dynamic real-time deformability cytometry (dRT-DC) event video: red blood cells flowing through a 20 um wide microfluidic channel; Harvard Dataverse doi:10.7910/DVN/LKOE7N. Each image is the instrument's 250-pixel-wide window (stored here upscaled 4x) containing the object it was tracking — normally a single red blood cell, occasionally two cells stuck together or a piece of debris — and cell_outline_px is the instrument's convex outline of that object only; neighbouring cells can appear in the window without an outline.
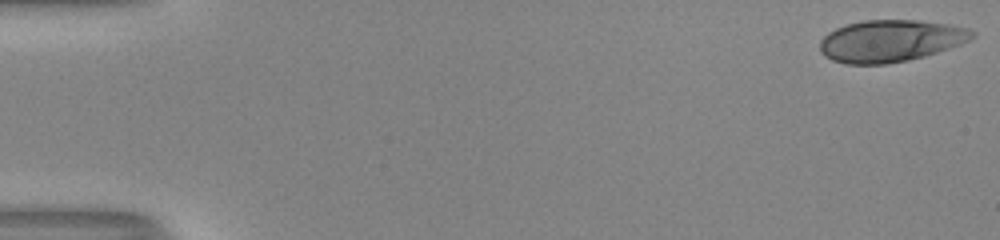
{"species": "human", "species_latin": "Homo sapiens", "temperature_condition": "room temperature", "stored_images_in_passage": 52, "camera_frame_rate_fps": 3000, "um_per_image_px": 0.085, "donor": {"sex": "male"}, "frame": {"image": 1, "passage_image": 1, "time_ms": 0.0, "image_size_px": [1000, 240], "cell_outline_px": [[976, 36], [960, 44], [924, 56], [908, 60], [888, 64], [844, 64], [832, 60], [824, 56], [820, 52], [820, 40], [828, 32], [836, 28], [848, 24], [864, 20], [920, 20], [948, 24], [968, 28], [976, 32]], "centroid_in_image_um": [75.67, 3.47], "position_along_channel_um": 9.3, "area_um2": 37.28}}
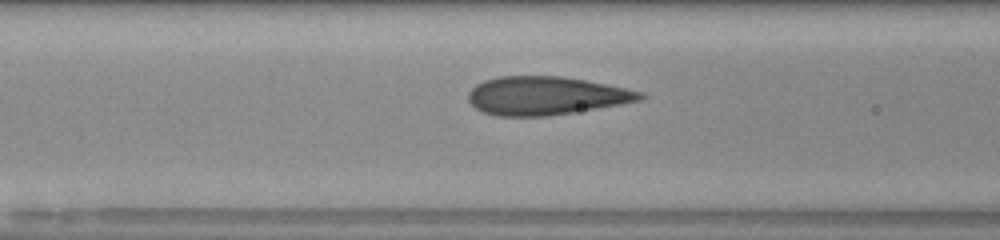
{"frame": {"image": 2, "passage_image": 22, "time_ms": 7.0, "image_size_px": [1000, 240], "cell_outline_px": [[648, 96], [640, 100], [620, 104], [548, 116], [496, 116], [484, 112], [476, 108], [468, 100], [468, 92], [476, 84], [484, 80], [496, 76], [560, 76], [608, 84], [644, 92]], "centroid_in_image_um": [46.39, 8.13], "position_along_channel_um": 120.2, "area_um2": 38.38}}
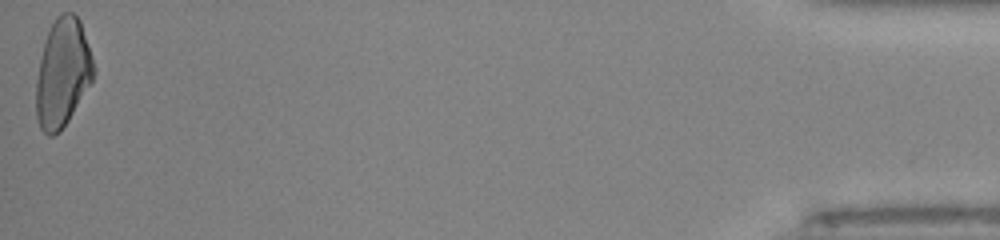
{"frame": {"image": 3, "passage_image": 52, "time_ms": 17.0, "image_size_px": [1000, 240], "cell_outline_px": [[96, 72], [92, 80], [68, 120], [60, 132], [52, 136], [48, 136], [40, 128], [36, 116], [36, 80], [44, 40], [48, 28], [56, 16], [60, 12], [72, 12], [80, 20], [96, 68]], "centroid_in_image_um": [5.31, 6.17], "position_along_channel_um": 429.9, "area_um2": 36.47}, "authors_computed_cell_mechanics": {"area_um2": 37.2521, "velocity_mm_per_s": 4.0638, "shape_relaxation_time_tau1_ms": null, "shape_relaxation_time_tau2_ms": 0.5292, "deformation_change_tau1": null, "deformation_change_tau2": 0.053}}